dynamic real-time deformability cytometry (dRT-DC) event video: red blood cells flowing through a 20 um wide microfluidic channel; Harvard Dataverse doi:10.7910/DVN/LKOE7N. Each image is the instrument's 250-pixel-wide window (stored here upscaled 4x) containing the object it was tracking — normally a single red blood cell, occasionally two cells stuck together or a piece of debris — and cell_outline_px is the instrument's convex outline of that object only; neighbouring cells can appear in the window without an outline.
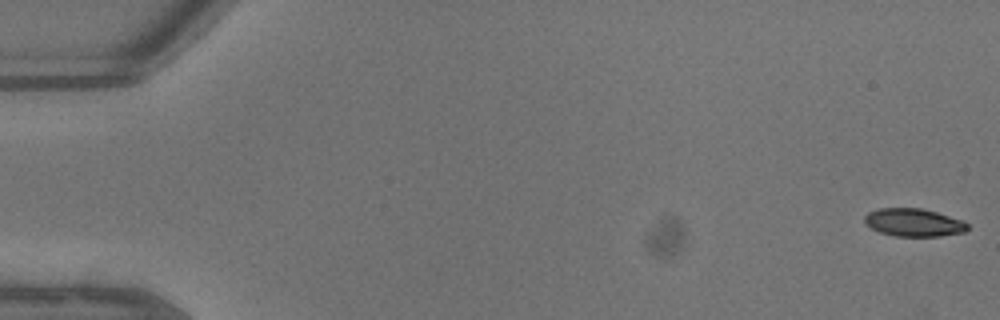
{"species": "common noctule bat (a hibernating species)", "species_latin": "Nyctalus noctula", "temperature_condition": "warm", "stored_images_in_passage": 45, "camera_frame_rate_fps": 3000, "um_per_image_px": 0.085, "animal": {"sex": "male", "body_mass_g": 13.3}, "frame": {"image": 1, "passage_image": 1, "time_ms": 0.0, "image_size_px": [1000, 320], "cell_outline_px": [[968, 228], [964, 232], [940, 236], [896, 236], [880, 232], [864, 224], [864, 216], [868, 212], [880, 208], [920, 208], [936, 212], [964, 220], [968, 224]], "centroid_in_image_um": [77.66, 18.91], "position_along_channel_um": 7.3, "area_um2": 16.76}}
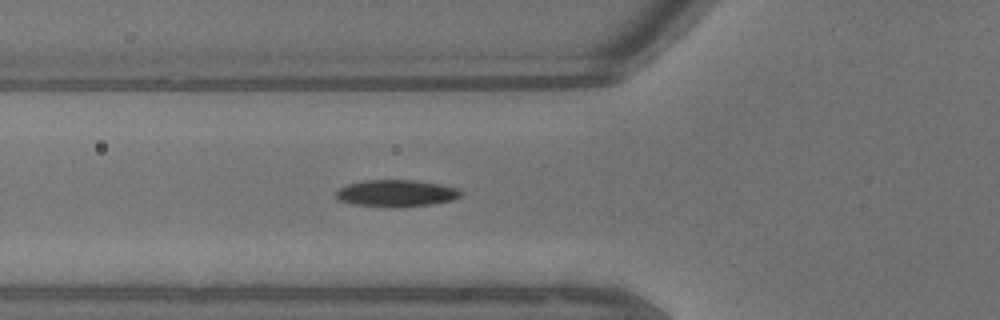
{"frame": {"image": 2, "passage_image": 17, "time_ms": 5.333, "image_size_px": [1000, 320], "cell_outline_px": [[464, 196], [452, 200], [432, 204], [356, 204], [340, 200], [336, 196], [336, 192], [340, 188], [348, 184], [364, 180], [420, 180], [460, 188], [464, 192]], "centroid_in_image_um": [33.8, 16.36], "position_along_channel_um": 92.0, "area_um2": 18.67}}
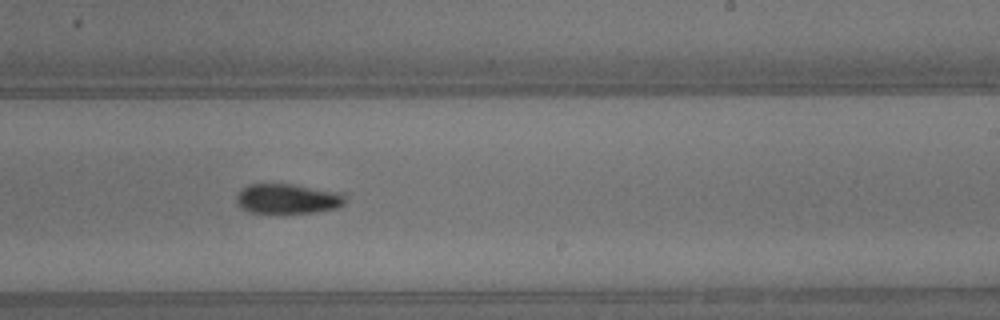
{"frame": {"image": 3, "passage_image": 28, "time_ms": 9.0, "image_size_px": [1000, 320], "cell_outline_px": [[348, 200], [340, 208], [316, 212], [272, 216], [252, 212], [244, 208], [236, 200], [236, 196], [248, 184], [292, 184], [348, 192]], "centroid_in_image_um": [24.59, 16.93], "position_along_channel_um": 264.4, "area_um2": 20.06}, "authors_computed_cell_mechanics": {"area_um2": 18.496, "velocity_mm_per_s": 4.6991, "shape_relaxation_time_tau1_ms": 3.0582, "shape_relaxation_time_tau2_ms": null, "deformation_change_tau1": 0.1434, "deformation_change_tau2": null}}